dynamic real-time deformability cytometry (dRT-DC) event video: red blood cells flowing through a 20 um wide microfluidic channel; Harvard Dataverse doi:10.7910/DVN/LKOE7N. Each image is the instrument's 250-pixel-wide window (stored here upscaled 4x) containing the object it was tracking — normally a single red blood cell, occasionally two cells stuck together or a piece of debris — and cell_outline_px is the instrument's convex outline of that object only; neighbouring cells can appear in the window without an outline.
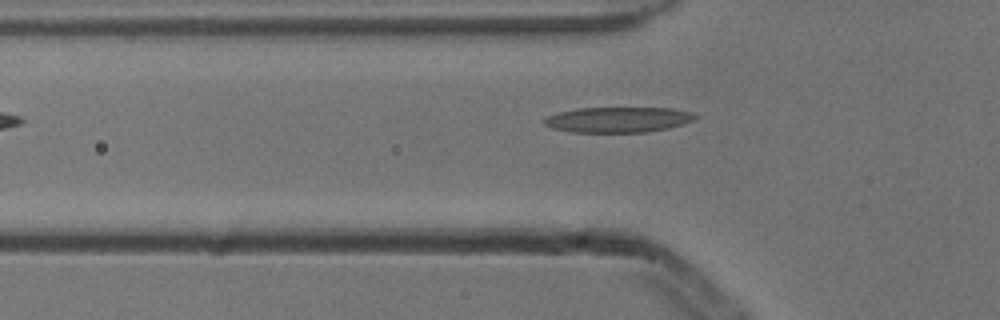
{"species": "common noctule bat (a hibernating species)", "species_latin": "Nyctalus noctula", "temperature_condition": "cold", "stored_images_in_passage": 6, "camera_frame_rate_fps": 3000, "um_per_image_px": 0.085, "animal": {"sex": "male", "body_mass_g": 13.3}, "frame": {"image": 1, "passage_image": 6, "time_ms": 1.667, "image_size_px": [1000, 320], "cell_outline_px": [[696, 116], [692, 120], [684, 124], [668, 128], [648, 132], [572, 132], [552, 128], [544, 124], [540, 120], [548, 116], [560, 112], [576, 108], [672, 108], [696, 112]], "centroid_in_image_um": [52.54, 10.17], "position_along_channel_um": 73.3, "area_um2": 22.48}}